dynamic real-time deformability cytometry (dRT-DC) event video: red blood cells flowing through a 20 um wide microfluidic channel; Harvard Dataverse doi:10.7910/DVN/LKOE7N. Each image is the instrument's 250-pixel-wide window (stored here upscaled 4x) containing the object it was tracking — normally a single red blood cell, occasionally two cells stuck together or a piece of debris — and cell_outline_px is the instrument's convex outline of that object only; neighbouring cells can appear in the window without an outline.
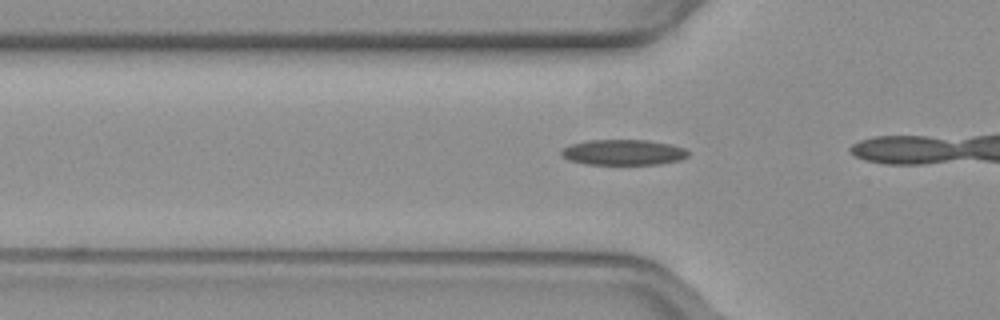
{"species": "common noctule bat (a hibernating species)", "species_latin": "Nyctalus noctula", "temperature_condition": "warm", "stored_images_in_passage": 17, "camera_frame_rate_fps": 3000, "um_per_image_px": 0.085, "animal": {"sex": "female", "body_mass_g": 19.3, "forearm_length_mm": 54.1}, "frame": {"image": 1, "passage_image": 12, "time_ms": 3.667, "image_size_px": [1000, 320], "cell_outline_px": [[688, 156], [680, 160], [660, 164], [584, 164], [568, 160], [560, 156], [560, 152], [564, 148], [572, 144], [588, 140], [648, 140], [668, 144], [684, 148], [688, 152]], "centroid_in_image_um": [52.95, 12.95], "position_along_channel_um": 72.8, "area_um2": 18.84}}